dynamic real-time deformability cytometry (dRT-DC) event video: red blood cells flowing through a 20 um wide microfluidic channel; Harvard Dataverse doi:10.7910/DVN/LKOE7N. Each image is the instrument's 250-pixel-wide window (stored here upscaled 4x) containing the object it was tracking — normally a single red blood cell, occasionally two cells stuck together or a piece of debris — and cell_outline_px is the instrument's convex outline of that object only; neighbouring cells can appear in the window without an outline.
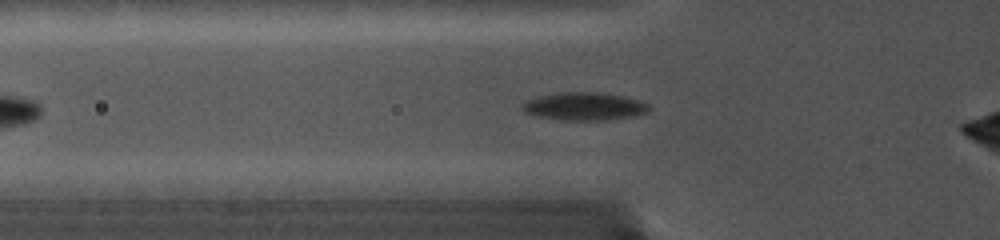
{"species": "common noctule bat (a hibernating species)", "species_latin": "Nyctalus noctula", "temperature_condition": "cold", "stored_images_in_passage": 57, "camera_frame_rate_fps": 5000, "um_per_image_px": 0.085, "animal": {"sex": "female", "body_mass_g": 19.0, "forearm_length_mm": 56.7}, "frame": {"image": 1, "passage_image": 4, "time_ms": 0.6, "image_size_px": [1000, 240], "cell_outline_px": [[652, 108], [648, 112], [636, 116], [608, 120], [560, 120], [536, 116], [524, 112], [520, 108], [520, 104], [524, 100], [536, 96], [556, 92], [600, 92], [624, 96], [640, 100], [648, 104]], "centroid_in_image_um": [49.63, 9.03], "position_along_channel_um": 76.2, "area_um2": 21.21}}
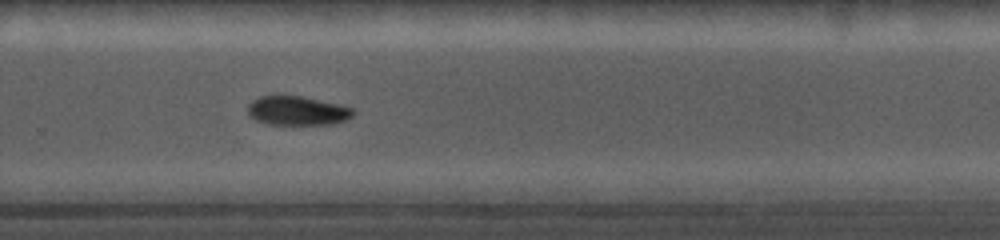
{"frame": {"image": 2, "passage_image": 34, "time_ms": 6.6, "image_size_px": [1000, 240], "cell_outline_px": [[356, 112], [352, 116], [344, 120], [332, 124], [268, 124], [256, 120], [248, 116], [248, 104], [252, 100], [260, 96], [300, 96], [340, 104], [356, 108]], "centroid_in_image_um": [25.29, 9.41], "position_along_channel_um": 304.5, "area_um2": 17.92}}
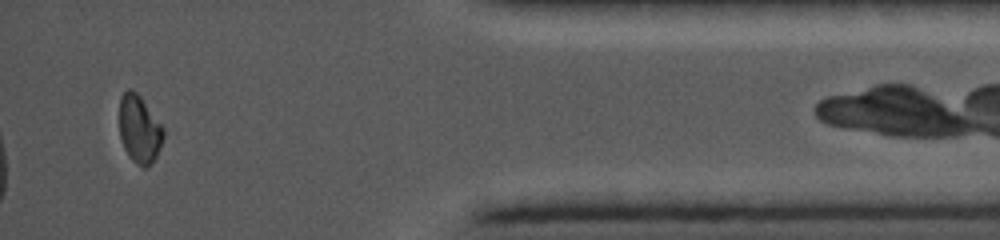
{"frame": {"image": 3, "passage_image": 53, "time_ms": 10.4, "image_size_px": [1000, 240], "cell_outline_px": [[164, 136], [160, 148], [156, 156], [148, 168], [140, 168], [128, 156], [124, 148], [120, 136], [120, 96], [128, 88], [132, 88], [140, 96], [164, 128]], "centroid_in_image_um": [11.85, 11.0], "position_along_channel_um": 423.4, "area_um2": 17.51}}